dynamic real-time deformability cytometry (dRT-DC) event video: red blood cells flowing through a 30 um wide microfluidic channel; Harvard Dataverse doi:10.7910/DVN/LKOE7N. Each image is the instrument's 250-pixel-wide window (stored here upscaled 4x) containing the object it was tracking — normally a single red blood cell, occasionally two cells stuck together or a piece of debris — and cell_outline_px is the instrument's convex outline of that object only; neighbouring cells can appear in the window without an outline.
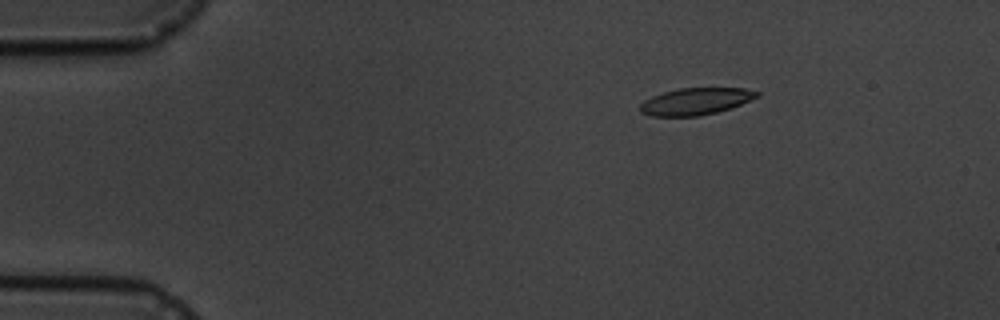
{"species": "common noctule bat (a hibernating species)", "species_latin": "Nyctalus noctula", "temperature_condition": "cold", "stored_images_in_passage": 16, "camera_frame_rate_fps": 3000, "um_per_image_px": 0.085, "animal": {"sex": "male", "body_mass_g": 19.5, "forearm_length_mm": 54.6}, "frame": {"image": 1, "passage_image": 3, "time_ms": 2.333, "image_size_px": [1000, 320], "cell_outline_px": [[760, 96], [732, 108], [700, 116], [652, 116], [640, 112], [640, 104], [644, 100], [652, 96], [664, 92], [680, 88], [744, 88], [760, 92]], "centroid_in_image_um": [59.15, 8.62], "position_along_channel_um": 25.8, "area_um2": 18.38}}
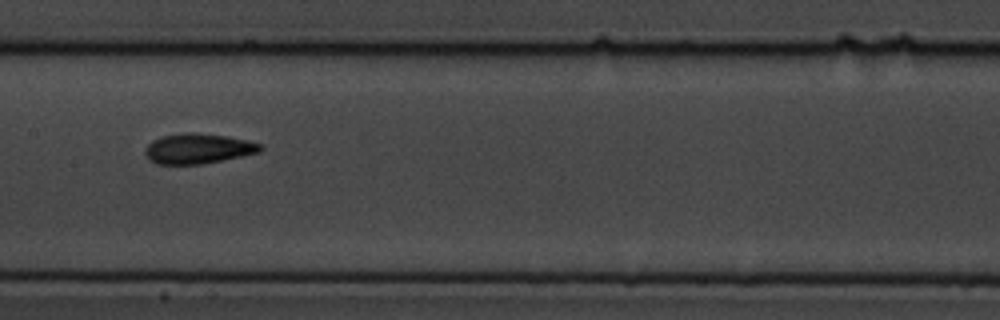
{"frame": {"image": 2, "passage_image": 9, "time_ms": 9.0, "image_size_px": [1000, 320], "cell_outline_px": [[264, 148], [260, 152], [200, 164], [156, 164], [148, 160], [144, 152], [144, 148], [152, 140], [164, 136], [184, 132], [192, 132], [228, 136], [248, 140], [260, 144]], "centroid_in_image_um": [16.8, 12.62], "position_along_channel_um": 190.6, "area_um2": 20.23}}
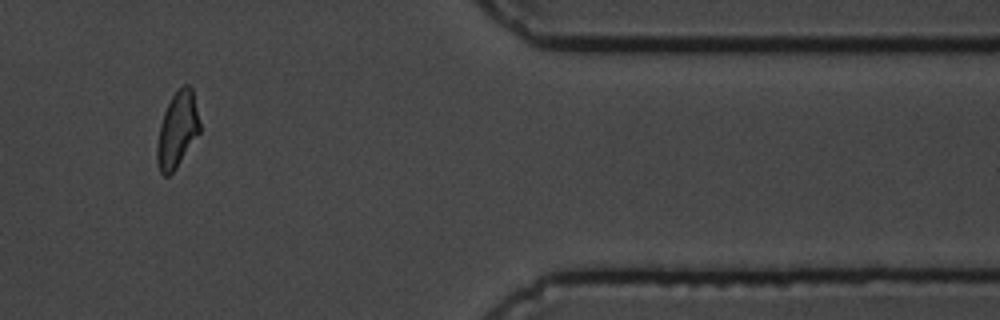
{"frame": {"image": 3, "passage_image": 14, "time_ms": 15.667, "image_size_px": [1000, 320], "cell_outline_px": [[200, 132], [176, 168], [168, 176], [164, 176], [160, 172], [156, 160], [156, 148], [160, 124], [164, 112], [172, 96], [184, 84], [188, 84], [192, 88], [200, 124]], "centroid_in_image_um": [15.06, 11.05], "position_along_channel_um": 396.3, "area_um2": 18.67}, "authors_computed_cell_mechanics": {"area_um2": 19.0451, "velocity_mm_per_s": 3.5172, "shape_relaxation_time_tau1_ms": 5.1622, "shape_relaxation_time_tau2_ms": 2.8894, "deformation_change_tau1": 0.145, "deformation_change_tau2": 0.0991}}